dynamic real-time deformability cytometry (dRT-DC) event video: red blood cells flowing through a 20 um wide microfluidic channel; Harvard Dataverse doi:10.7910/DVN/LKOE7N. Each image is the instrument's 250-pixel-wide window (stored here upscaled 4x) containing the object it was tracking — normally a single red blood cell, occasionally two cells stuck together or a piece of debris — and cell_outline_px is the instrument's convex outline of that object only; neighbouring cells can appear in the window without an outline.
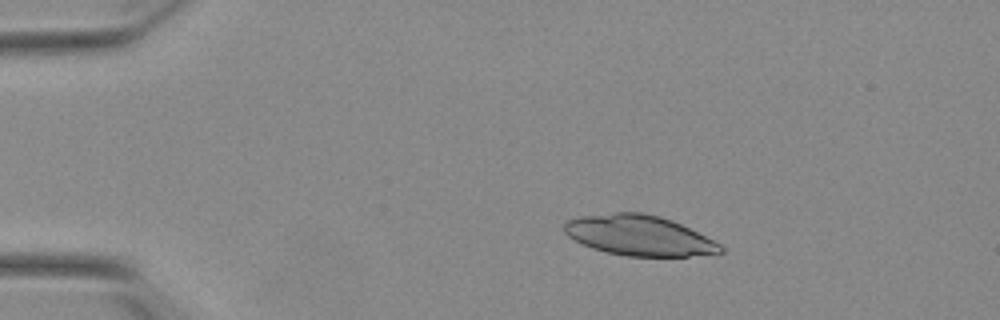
{"species": "Egyptian fruit bat (a non-hibernating species)", "species_latin": "Rousettus aegyptiacus", "temperature_condition": "warm", "stored_images_in_passage": 48, "camera_frame_rate_fps": 3000, "um_per_image_px": 0.085, "animal": {"sex": "female"}, "frame": {"image": 1, "passage_image": 9, "time_ms": 2.667, "image_size_px": [1000, 320], "cell_outline_px": [[724, 252], [688, 256], [628, 256], [604, 252], [592, 248], [568, 236], [564, 232], [564, 224], [568, 220], [580, 216], [616, 212], [640, 212], [660, 216], [672, 220], [720, 244], [724, 248]], "centroid_in_image_um": [54.3, 20.01], "position_along_channel_um": 30.7, "area_um2": 36.36}}